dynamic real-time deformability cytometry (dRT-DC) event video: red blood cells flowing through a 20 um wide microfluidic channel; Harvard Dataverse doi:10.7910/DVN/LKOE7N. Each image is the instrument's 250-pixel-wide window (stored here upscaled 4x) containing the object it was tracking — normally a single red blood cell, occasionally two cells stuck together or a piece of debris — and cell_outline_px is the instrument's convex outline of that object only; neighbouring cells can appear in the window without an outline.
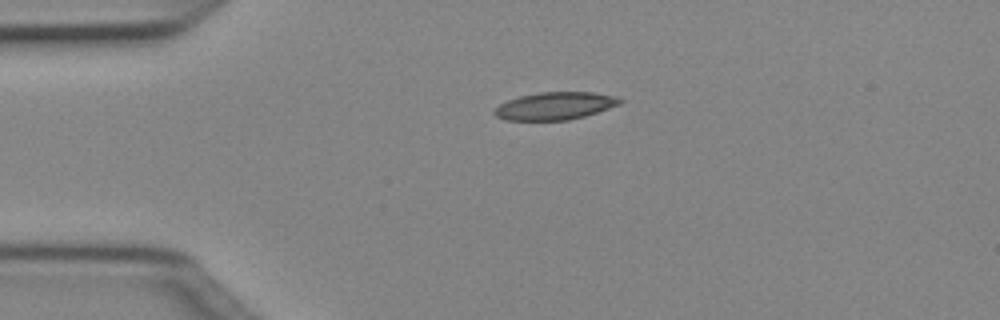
{"species": "Egyptian fruit bat (a non-hibernating species)", "species_latin": "Rousettus aegyptiacus", "temperature_condition": "cold", "stored_images_in_passage": 15, "segment_of_instrument_passage": [2, 2], "camera_frame_rate_fps": 3000, "um_per_image_px": 0.085, "animal": {"sex": "female"}, "frame": {"image": 1, "passage_image": 15, "time_ms": 4.667, "image_size_px": [1000, 320], "cell_outline_px": [[624, 100], [620, 104], [584, 116], [568, 120], [504, 120], [496, 116], [492, 112], [500, 104], [508, 100], [520, 96], [540, 92], [592, 92], [616, 96]], "centroid_in_image_um": [47.17, 9.0], "position_along_channel_um": 37.8, "area_um2": 20.06}}